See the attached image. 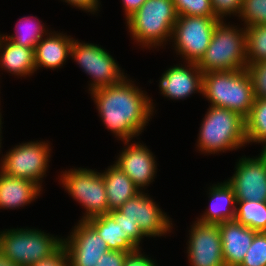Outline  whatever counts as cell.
<instances>
[{"mask_svg":"<svg viewBox=\"0 0 266 266\" xmlns=\"http://www.w3.org/2000/svg\"><path fill=\"white\" fill-rule=\"evenodd\" d=\"M134 82L126 77L116 85L89 92L104 126L121 141L137 138L156 107L147 92Z\"/></svg>","mask_w":266,"mask_h":266,"instance_id":"6da1fadb","label":"cell"},{"mask_svg":"<svg viewBox=\"0 0 266 266\" xmlns=\"http://www.w3.org/2000/svg\"><path fill=\"white\" fill-rule=\"evenodd\" d=\"M196 146L202 154H219L247 145L245 118L239 113L209 105L200 124Z\"/></svg>","mask_w":266,"mask_h":266,"instance_id":"7a4b0ae2","label":"cell"},{"mask_svg":"<svg viewBox=\"0 0 266 266\" xmlns=\"http://www.w3.org/2000/svg\"><path fill=\"white\" fill-rule=\"evenodd\" d=\"M211 106L226 108L246 118L255 101L246 69L203 73L202 97Z\"/></svg>","mask_w":266,"mask_h":266,"instance_id":"3957f363","label":"cell"},{"mask_svg":"<svg viewBox=\"0 0 266 266\" xmlns=\"http://www.w3.org/2000/svg\"><path fill=\"white\" fill-rule=\"evenodd\" d=\"M177 17L172 0H146L126 20V27L136 44L151 50L170 42Z\"/></svg>","mask_w":266,"mask_h":266,"instance_id":"277c9868","label":"cell"},{"mask_svg":"<svg viewBox=\"0 0 266 266\" xmlns=\"http://www.w3.org/2000/svg\"><path fill=\"white\" fill-rule=\"evenodd\" d=\"M224 21L215 26L211 42L197 63L203 73L247 68L245 27Z\"/></svg>","mask_w":266,"mask_h":266,"instance_id":"5b68a950","label":"cell"},{"mask_svg":"<svg viewBox=\"0 0 266 266\" xmlns=\"http://www.w3.org/2000/svg\"><path fill=\"white\" fill-rule=\"evenodd\" d=\"M62 245V237L37 228L17 227L0 231V253L18 266H31L48 258Z\"/></svg>","mask_w":266,"mask_h":266,"instance_id":"8992f818","label":"cell"},{"mask_svg":"<svg viewBox=\"0 0 266 266\" xmlns=\"http://www.w3.org/2000/svg\"><path fill=\"white\" fill-rule=\"evenodd\" d=\"M60 184L85 209L80 220L109 213L107 194L101 172L89 168L61 171Z\"/></svg>","mask_w":266,"mask_h":266,"instance_id":"52a82bcc","label":"cell"},{"mask_svg":"<svg viewBox=\"0 0 266 266\" xmlns=\"http://www.w3.org/2000/svg\"><path fill=\"white\" fill-rule=\"evenodd\" d=\"M49 141L19 143L2 155L0 169L9 176L30 180L41 189L51 161Z\"/></svg>","mask_w":266,"mask_h":266,"instance_id":"ba28073f","label":"cell"},{"mask_svg":"<svg viewBox=\"0 0 266 266\" xmlns=\"http://www.w3.org/2000/svg\"><path fill=\"white\" fill-rule=\"evenodd\" d=\"M107 51L99 44L73 39L70 57L83 72L91 77L92 80L88 86L90 92L98 88L116 85L127 77L118 62Z\"/></svg>","mask_w":266,"mask_h":266,"instance_id":"9c48e42d","label":"cell"},{"mask_svg":"<svg viewBox=\"0 0 266 266\" xmlns=\"http://www.w3.org/2000/svg\"><path fill=\"white\" fill-rule=\"evenodd\" d=\"M219 21L212 17L178 16L170 41L176 55L182 56V61L186 63H198L204 56Z\"/></svg>","mask_w":266,"mask_h":266,"instance_id":"30bf717a","label":"cell"},{"mask_svg":"<svg viewBox=\"0 0 266 266\" xmlns=\"http://www.w3.org/2000/svg\"><path fill=\"white\" fill-rule=\"evenodd\" d=\"M114 220L134 221L145 237H161L170 234L172 220L162 211L148 192L140 191L120 208L109 211Z\"/></svg>","mask_w":266,"mask_h":266,"instance_id":"8fae6325","label":"cell"},{"mask_svg":"<svg viewBox=\"0 0 266 266\" xmlns=\"http://www.w3.org/2000/svg\"><path fill=\"white\" fill-rule=\"evenodd\" d=\"M235 172L226 182L233 188L236 201L266 202V151L258 157H246L237 160Z\"/></svg>","mask_w":266,"mask_h":266,"instance_id":"7c38bea8","label":"cell"},{"mask_svg":"<svg viewBox=\"0 0 266 266\" xmlns=\"http://www.w3.org/2000/svg\"><path fill=\"white\" fill-rule=\"evenodd\" d=\"M187 241L190 266H225L218 224L194 221Z\"/></svg>","mask_w":266,"mask_h":266,"instance_id":"4fadbf2b","label":"cell"},{"mask_svg":"<svg viewBox=\"0 0 266 266\" xmlns=\"http://www.w3.org/2000/svg\"><path fill=\"white\" fill-rule=\"evenodd\" d=\"M72 229L63 238L70 266H96L100 257L109 251L107 243L87 221L79 220Z\"/></svg>","mask_w":266,"mask_h":266,"instance_id":"5bb4252c","label":"cell"},{"mask_svg":"<svg viewBox=\"0 0 266 266\" xmlns=\"http://www.w3.org/2000/svg\"><path fill=\"white\" fill-rule=\"evenodd\" d=\"M124 148L117 155L114 164L118 166L141 190L150 186L157 173V161L155 155L141 142L131 143V140L122 141ZM130 142V143H129ZM126 145V146H125Z\"/></svg>","mask_w":266,"mask_h":266,"instance_id":"9a60e30c","label":"cell"},{"mask_svg":"<svg viewBox=\"0 0 266 266\" xmlns=\"http://www.w3.org/2000/svg\"><path fill=\"white\" fill-rule=\"evenodd\" d=\"M203 72L197 63L170 66L159 80L161 94L168 100H185L195 93L202 94Z\"/></svg>","mask_w":266,"mask_h":266,"instance_id":"2e32d148","label":"cell"},{"mask_svg":"<svg viewBox=\"0 0 266 266\" xmlns=\"http://www.w3.org/2000/svg\"><path fill=\"white\" fill-rule=\"evenodd\" d=\"M218 227L225 266H239L258 232L236 220L219 223Z\"/></svg>","mask_w":266,"mask_h":266,"instance_id":"e0dca14e","label":"cell"},{"mask_svg":"<svg viewBox=\"0 0 266 266\" xmlns=\"http://www.w3.org/2000/svg\"><path fill=\"white\" fill-rule=\"evenodd\" d=\"M51 32L50 30L45 38L43 37L36 44L34 50L36 71L40 67L51 70L59 69L63 67L68 57L71 58V46L74 38L66 33L63 34V32Z\"/></svg>","mask_w":266,"mask_h":266,"instance_id":"ac0fdd59","label":"cell"},{"mask_svg":"<svg viewBox=\"0 0 266 266\" xmlns=\"http://www.w3.org/2000/svg\"><path fill=\"white\" fill-rule=\"evenodd\" d=\"M42 191L36 183L9 176L0 169V209L25 207L40 197Z\"/></svg>","mask_w":266,"mask_h":266,"instance_id":"d6986e66","label":"cell"},{"mask_svg":"<svg viewBox=\"0 0 266 266\" xmlns=\"http://www.w3.org/2000/svg\"><path fill=\"white\" fill-rule=\"evenodd\" d=\"M209 207L201 217L196 218L202 223L219 224L234 220L236 211V196L233 188L224 180L218 184H212L207 191Z\"/></svg>","mask_w":266,"mask_h":266,"instance_id":"ffe728a7","label":"cell"},{"mask_svg":"<svg viewBox=\"0 0 266 266\" xmlns=\"http://www.w3.org/2000/svg\"><path fill=\"white\" fill-rule=\"evenodd\" d=\"M0 68L17 77L33 75L36 72L34 49L17 45L0 33Z\"/></svg>","mask_w":266,"mask_h":266,"instance_id":"44dd1931","label":"cell"},{"mask_svg":"<svg viewBox=\"0 0 266 266\" xmlns=\"http://www.w3.org/2000/svg\"><path fill=\"white\" fill-rule=\"evenodd\" d=\"M105 170L101 174L110 211L120 208L127 200L141 191L115 164L108 166Z\"/></svg>","mask_w":266,"mask_h":266,"instance_id":"7402d4cb","label":"cell"},{"mask_svg":"<svg viewBox=\"0 0 266 266\" xmlns=\"http://www.w3.org/2000/svg\"><path fill=\"white\" fill-rule=\"evenodd\" d=\"M107 243L108 249L113 251H125L132 253L139 247L127 233L120 228L119 222L108 214H101L86 220Z\"/></svg>","mask_w":266,"mask_h":266,"instance_id":"603a6c76","label":"cell"},{"mask_svg":"<svg viewBox=\"0 0 266 266\" xmlns=\"http://www.w3.org/2000/svg\"><path fill=\"white\" fill-rule=\"evenodd\" d=\"M15 30L16 33L11 35H2L17 45L34 50L36 44L49 32L42 21L33 15L21 17L16 23Z\"/></svg>","mask_w":266,"mask_h":266,"instance_id":"cb8c5ba5","label":"cell"},{"mask_svg":"<svg viewBox=\"0 0 266 266\" xmlns=\"http://www.w3.org/2000/svg\"><path fill=\"white\" fill-rule=\"evenodd\" d=\"M245 134L247 144H262V151H266V99L255 98L245 118Z\"/></svg>","mask_w":266,"mask_h":266,"instance_id":"d4e9b609","label":"cell"},{"mask_svg":"<svg viewBox=\"0 0 266 266\" xmlns=\"http://www.w3.org/2000/svg\"><path fill=\"white\" fill-rule=\"evenodd\" d=\"M234 220L257 232H266V202L236 201Z\"/></svg>","mask_w":266,"mask_h":266,"instance_id":"484cf974","label":"cell"},{"mask_svg":"<svg viewBox=\"0 0 266 266\" xmlns=\"http://www.w3.org/2000/svg\"><path fill=\"white\" fill-rule=\"evenodd\" d=\"M247 65L266 61V24L245 27Z\"/></svg>","mask_w":266,"mask_h":266,"instance_id":"4316f807","label":"cell"},{"mask_svg":"<svg viewBox=\"0 0 266 266\" xmlns=\"http://www.w3.org/2000/svg\"><path fill=\"white\" fill-rule=\"evenodd\" d=\"M238 17L244 27L266 24V0H243Z\"/></svg>","mask_w":266,"mask_h":266,"instance_id":"83f0119b","label":"cell"},{"mask_svg":"<svg viewBox=\"0 0 266 266\" xmlns=\"http://www.w3.org/2000/svg\"><path fill=\"white\" fill-rule=\"evenodd\" d=\"M178 16L216 18L211 0H172Z\"/></svg>","mask_w":266,"mask_h":266,"instance_id":"f1b7e54d","label":"cell"},{"mask_svg":"<svg viewBox=\"0 0 266 266\" xmlns=\"http://www.w3.org/2000/svg\"><path fill=\"white\" fill-rule=\"evenodd\" d=\"M239 266H266V232H258Z\"/></svg>","mask_w":266,"mask_h":266,"instance_id":"f546056e","label":"cell"},{"mask_svg":"<svg viewBox=\"0 0 266 266\" xmlns=\"http://www.w3.org/2000/svg\"><path fill=\"white\" fill-rule=\"evenodd\" d=\"M246 70L252 82L255 98L266 99V61L249 64Z\"/></svg>","mask_w":266,"mask_h":266,"instance_id":"4dcf8cb0","label":"cell"},{"mask_svg":"<svg viewBox=\"0 0 266 266\" xmlns=\"http://www.w3.org/2000/svg\"><path fill=\"white\" fill-rule=\"evenodd\" d=\"M243 0H211L215 17L224 20L226 16H239ZM224 18V19H223Z\"/></svg>","mask_w":266,"mask_h":266,"instance_id":"1f68e13d","label":"cell"},{"mask_svg":"<svg viewBox=\"0 0 266 266\" xmlns=\"http://www.w3.org/2000/svg\"><path fill=\"white\" fill-rule=\"evenodd\" d=\"M31 266H70L65 247L62 245L53 255Z\"/></svg>","mask_w":266,"mask_h":266,"instance_id":"d6a6232c","label":"cell"},{"mask_svg":"<svg viewBox=\"0 0 266 266\" xmlns=\"http://www.w3.org/2000/svg\"><path fill=\"white\" fill-rule=\"evenodd\" d=\"M142 249L135 250L126 256L123 266H158L156 260L141 252Z\"/></svg>","mask_w":266,"mask_h":266,"instance_id":"836d02e7","label":"cell"},{"mask_svg":"<svg viewBox=\"0 0 266 266\" xmlns=\"http://www.w3.org/2000/svg\"><path fill=\"white\" fill-rule=\"evenodd\" d=\"M128 254L125 251L109 250L100 257L99 263L96 266H123Z\"/></svg>","mask_w":266,"mask_h":266,"instance_id":"e575fe53","label":"cell"},{"mask_svg":"<svg viewBox=\"0 0 266 266\" xmlns=\"http://www.w3.org/2000/svg\"><path fill=\"white\" fill-rule=\"evenodd\" d=\"M116 222H119L120 228L123 232L127 233L128 236L139 246L142 241V239L145 238L141 230L139 229V226L134 222L130 220H115Z\"/></svg>","mask_w":266,"mask_h":266,"instance_id":"d590c367","label":"cell"},{"mask_svg":"<svg viewBox=\"0 0 266 266\" xmlns=\"http://www.w3.org/2000/svg\"><path fill=\"white\" fill-rule=\"evenodd\" d=\"M63 2L68 3L67 5H71L74 8L90 12L95 15L100 8V0H62ZM95 13V14H94Z\"/></svg>","mask_w":266,"mask_h":266,"instance_id":"8d00e7d4","label":"cell"},{"mask_svg":"<svg viewBox=\"0 0 266 266\" xmlns=\"http://www.w3.org/2000/svg\"><path fill=\"white\" fill-rule=\"evenodd\" d=\"M146 0H122L123 10L125 12V19L132 16Z\"/></svg>","mask_w":266,"mask_h":266,"instance_id":"74e56055","label":"cell"},{"mask_svg":"<svg viewBox=\"0 0 266 266\" xmlns=\"http://www.w3.org/2000/svg\"><path fill=\"white\" fill-rule=\"evenodd\" d=\"M0 266H18L14 262L6 259L1 253H0Z\"/></svg>","mask_w":266,"mask_h":266,"instance_id":"f35d334b","label":"cell"},{"mask_svg":"<svg viewBox=\"0 0 266 266\" xmlns=\"http://www.w3.org/2000/svg\"><path fill=\"white\" fill-rule=\"evenodd\" d=\"M2 114H1V109H0V131H2V129L1 128H3L2 127Z\"/></svg>","mask_w":266,"mask_h":266,"instance_id":"ab89813d","label":"cell"},{"mask_svg":"<svg viewBox=\"0 0 266 266\" xmlns=\"http://www.w3.org/2000/svg\"><path fill=\"white\" fill-rule=\"evenodd\" d=\"M1 134H2V131H0V152H1V147H2V142H1L2 141V139H1L2 138V135Z\"/></svg>","mask_w":266,"mask_h":266,"instance_id":"60d3db41","label":"cell"}]
</instances>
